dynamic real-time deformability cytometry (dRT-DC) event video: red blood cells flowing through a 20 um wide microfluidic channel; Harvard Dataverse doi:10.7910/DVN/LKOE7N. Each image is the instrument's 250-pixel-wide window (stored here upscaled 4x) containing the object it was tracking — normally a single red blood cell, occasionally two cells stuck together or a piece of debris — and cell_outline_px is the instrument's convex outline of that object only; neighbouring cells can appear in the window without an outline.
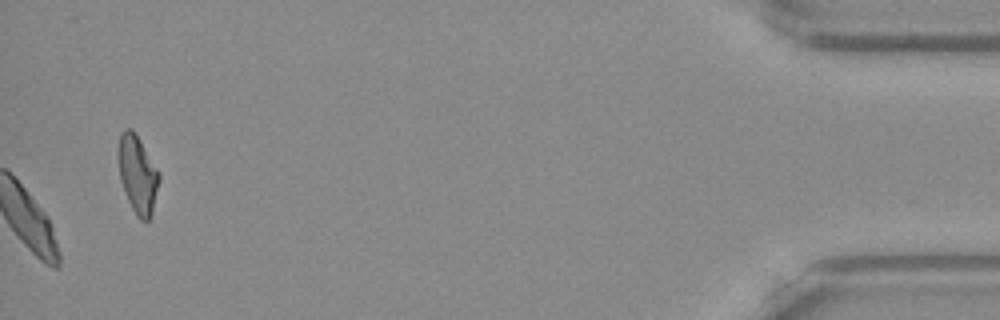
{"species": "Egyptian fruit bat (a non-hibernating species)", "species_latin": "Rousettus aegyptiacus", "temperature_condition": "warm", "stored_images_in_passage": 51, "camera_frame_rate_fps": 3000, "um_per_image_px": 0.085, "frame": {"image": 1, "passage_image": 51, "time_ms": 16.667, "image_size_px": [1000, 320], "cell_outline_px": [[160, 180], [152, 212], [148, 220], [140, 220], [136, 216], [128, 200], [120, 180], [116, 152], [120, 132], [124, 128], [132, 128], [160, 172]], "centroid_in_image_um": [11.67, 14.77], "position_along_channel_um": 423.5, "area_um2": 18.79}, "authors_computed_cell_mechanics": {"area_um2": 23.6402, "velocity_mm_per_s": 3.9009, "shape_relaxation_time_tau1_ms": 2.4777, "shape_relaxation_time_tau2_ms": 2.5838, "deformation_change_tau1": 0.119, "deformation_change_tau2": 0.0625}}